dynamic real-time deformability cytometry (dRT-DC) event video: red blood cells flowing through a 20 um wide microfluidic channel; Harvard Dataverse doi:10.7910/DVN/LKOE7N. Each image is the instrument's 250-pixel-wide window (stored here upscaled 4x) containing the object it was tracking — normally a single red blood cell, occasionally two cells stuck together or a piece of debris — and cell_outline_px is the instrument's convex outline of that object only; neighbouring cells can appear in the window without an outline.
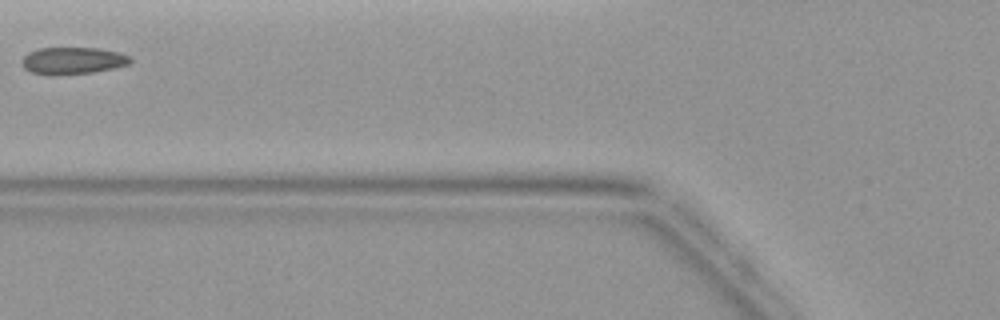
{"species": "common noctule bat (a hibernating species)", "species_latin": "Nyctalus noctula", "temperature_condition": "warm", "stored_images_in_passage": 2, "camera_frame_rate_fps": 3000, "um_per_image_px": 0.085, "animal": {"sex": "female", "body_mass_g": 19.9}, "frame": {"image": 1, "passage_image": 2, "time_ms": 1.0, "image_size_px": [1000, 320], "cell_outline_px": [[132, 60], [128, 64], [112, 68], [92, 72], [32, 72], [24, 68], [20, 60], [28, 52], [40, 48], [96, 48], [116, 52], [128, 56]], "centroid_in_image_um": [6.17, 5.1], "position_along_channel_um": 119.6, "area_um2": 16.07}}